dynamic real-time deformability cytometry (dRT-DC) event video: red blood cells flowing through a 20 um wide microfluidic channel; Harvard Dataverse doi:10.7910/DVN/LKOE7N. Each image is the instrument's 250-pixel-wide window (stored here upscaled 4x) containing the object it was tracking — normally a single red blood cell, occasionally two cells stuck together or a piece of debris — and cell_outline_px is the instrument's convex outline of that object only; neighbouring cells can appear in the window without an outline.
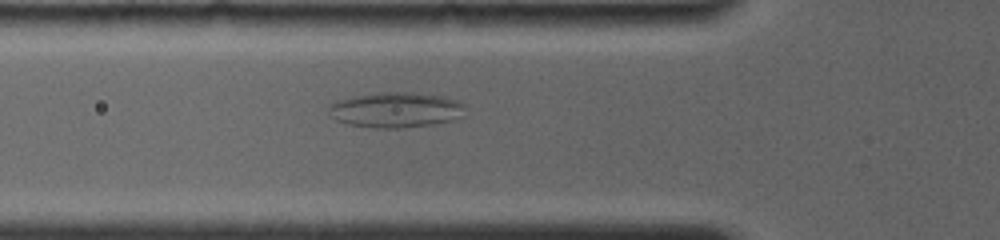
{"species": "common noctule bat (a hibernating species)", "species_latin": "Nyctalus noctula", "temperature_condition": "room temperature", "stored_images_in_passage": 30, "camera_frame_rate_fps": 4000, "um_per_image_px": 0.085, "animal": {"sex": "female", "body_mass_g": 19.0, "forearm_length_mm": 56.7}, "frame": {"image": 1, "passage_image": 6, "time_ms": 2.25, "image_size_px": [1000, 240], "cell_outline_px": [[464, 108], [460, 116], [448, 120], [428, 124], [400, 128], [376, 128], [348, 124], [336, 120], [328, 112], [328, 108], [336, 100], [356, 96], [380, 92], [408, 92], [440, 96], [456, 100], [464, 104]], "centroid_in_image_um": [33.57, 9.33], "position_along_channel_um": 92.2, "area_um2": 27.51}}
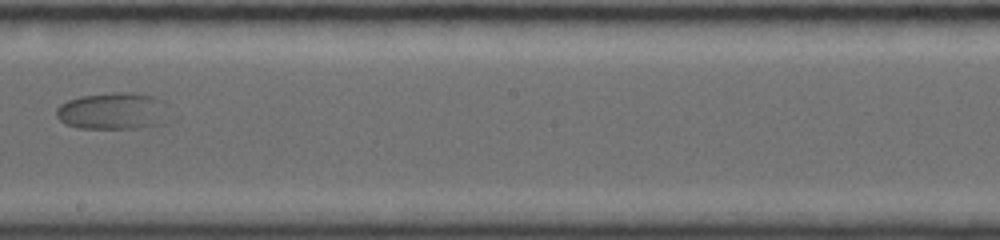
{"frame": {"image": 2, "passage_image": 15, "time_ms": 6.25, "image_size_px": [1000, 240], "cell_outline_px": [[164, 124], [136, 128], [80, 128], [64, 124], [56, 116], [56, 108], [60, 104], [68, 100], [80, 96], [112, 92], [132, 92], [152, 96], [164, 100]], "centroid_in_image_um": [9.54, 9.43], "position_along_channel_um": 238.7, "area_um2": 24.22}}
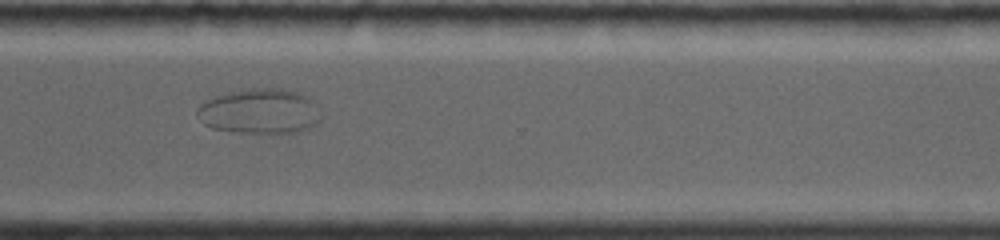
{"frame": {"image": 3, "passage_image": 22, "time_ms": 9.25, "image_size_px": [1000, 240], "cell_outline_px": [[320, 120], [316, 124], [300, 132], [240, 132], [212, 128], [204, 124], [196, 112], [200, 104], [216, 96], [232, 92], [252, 88], [280, 88], [300, 92], [308, 96], [316, 104], [320, 116]], "centroid_in_image_um": [22.12, 9.45], "position_along_channel_um": 348.5, "area_um2": 32.19}}